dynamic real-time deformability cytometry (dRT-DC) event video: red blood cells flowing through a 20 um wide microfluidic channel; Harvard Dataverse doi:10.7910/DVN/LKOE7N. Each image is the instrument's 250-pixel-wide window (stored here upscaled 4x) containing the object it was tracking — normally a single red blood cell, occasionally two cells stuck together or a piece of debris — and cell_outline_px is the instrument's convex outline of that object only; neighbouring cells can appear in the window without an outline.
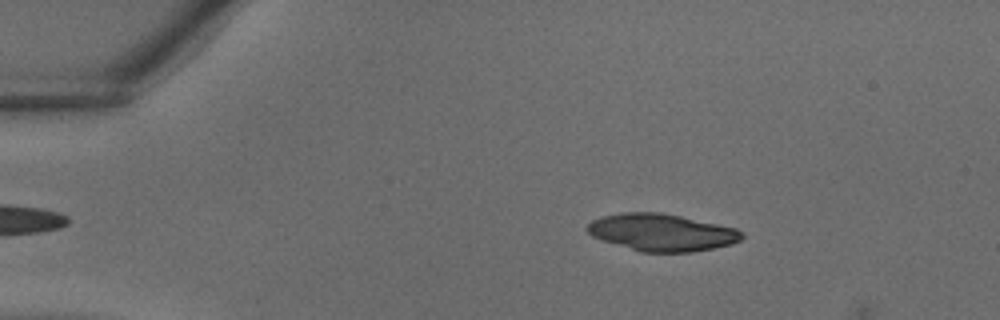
{"species": "common noctule bat (a hibernating species)", "species_latin": "Nyctalus noctula", "temperature_condition": "warm", "stored_images_in_passage": 33, "segment_of_instrument_passage": [1, 2], "camera_frame_rate_fps": 3000, "um_per_image_px": 0.085, "animal": {"sex": "male", "body_mass_g": 18.8}, "frame": {"image": 1, "passage_image": 2, "time_ms": 0.333, "image_size_px": [1000, 320], "cell_outline_px": [[744, 236], [740, 240], [732, 244], [692, 252], [640, 252], [592, 236], [584, 228], [592, 220], [600, 216], [624, 212], [660, 212], [680, 216], [736, 228]], "centroid_in_image_um": [56.21, 19.75], "position_along_channel_um": 28.8, "area_um2": 33.29}}